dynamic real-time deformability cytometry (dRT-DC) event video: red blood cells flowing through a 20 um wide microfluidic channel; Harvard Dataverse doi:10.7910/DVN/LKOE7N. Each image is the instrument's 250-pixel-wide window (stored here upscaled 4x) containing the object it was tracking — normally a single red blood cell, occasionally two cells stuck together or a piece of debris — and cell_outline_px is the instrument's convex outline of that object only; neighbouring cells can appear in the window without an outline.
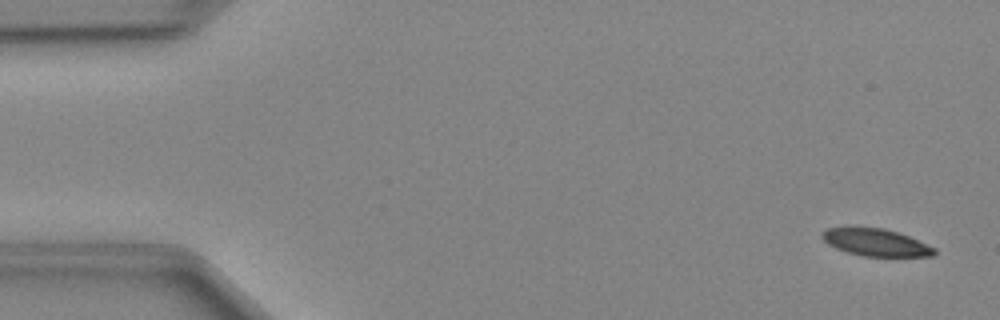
{"species": "Egyptian fruit bat (a non-hibernating species)", "species_latin": "Rousettus aegyptiacus", "temperature_condition": "cold", "stored_images_in_passage": 48, "camera_frame_rate_fps": 3000, "um_per_image_px": 0.085, "animal": {"sex": "female"}, "frame": {"image": 1, "passage_image": 2, "time_ms": 0.333, "image_size_px": [1000, 320], "cell_outline_px": [[936, 252], [932, 256], [864, 256], [848, 252], [836, 248], [828, 244], [820, 236], [820, 232], [828, 228], [852, 224], [884, 228], [908, 236], [936, 248]], "centroid_in_image_um": [74.35, 20.55], "position_along_channel_um": 10.6, "area_um2": 18.32}}
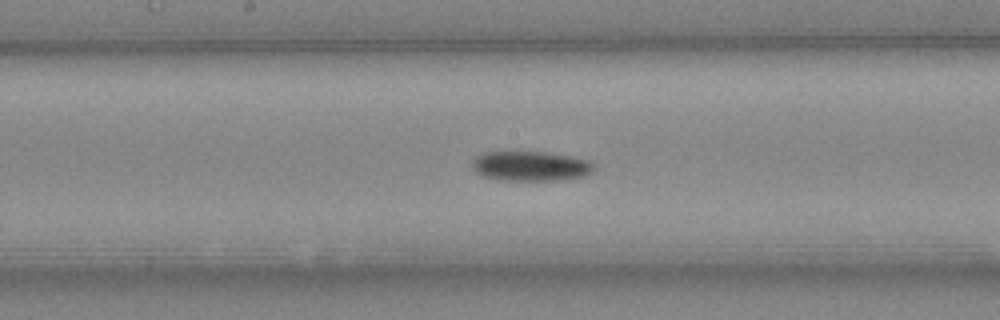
{"frame": {"image": 2, "passage_image": 25, "time_ms": 8.0, "image_size_px": [1000, 320], "cell_outline_px": [[596, 168], [592, 172], [584, 176], [556, 180], [496, 180], [484, 176], [476, 172], [472, 168], [472, 160], [476, 156], [484, 152], [544, 152], [572, 156], [592, 160]], "centroid_in_image_um": [45.12, 14.11], "position_along_channel_um": 203.1, "area_um2": 21.33}}
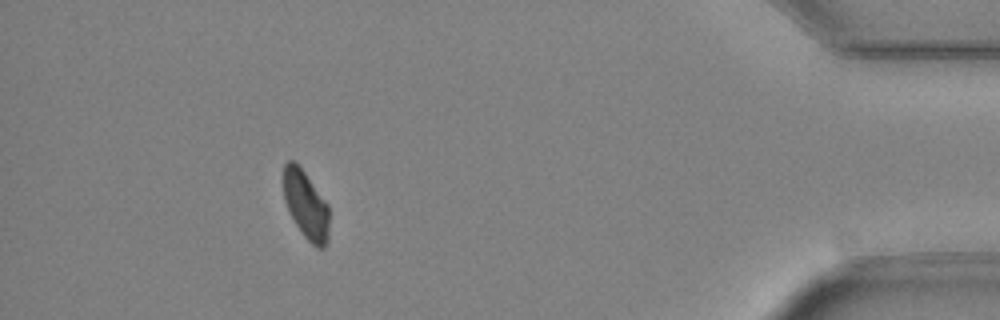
{"frame": {"image": 3, "passage_image": 44, "time_ms": 14.333, "image_size_px": [1000, 320], "cell_outline_px": [[328, 240], [324, 248], [316, 248], [304, 236], [296, 224], [284, 200], [284, 164], [288, 160], [292, 160], [304, 172], [328, 204]], "centroid_in_image_um": [26.01, 17.44], "position_along_channel_um": 409.2, "area_um2": 17.74}}